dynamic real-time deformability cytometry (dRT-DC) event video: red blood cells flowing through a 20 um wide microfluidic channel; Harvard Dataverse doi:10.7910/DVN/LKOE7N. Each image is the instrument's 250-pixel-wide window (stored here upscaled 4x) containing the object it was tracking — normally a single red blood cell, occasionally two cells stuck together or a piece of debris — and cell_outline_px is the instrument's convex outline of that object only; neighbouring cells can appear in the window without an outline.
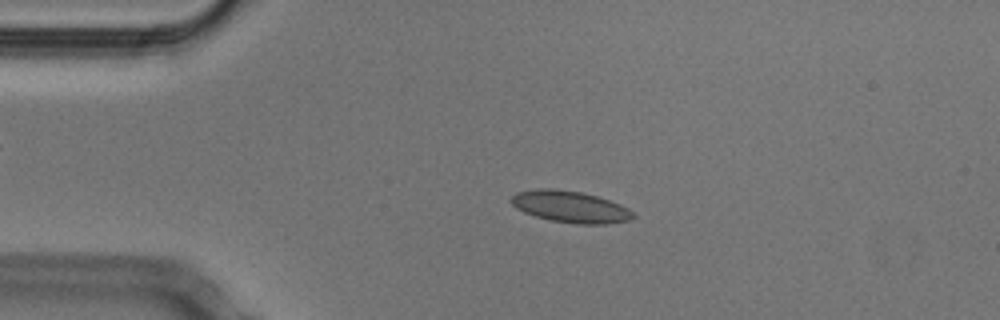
{"species": "Egyptian fruit bat (a non-hibernating species)", "species_latin": "Rousettus aegyptiacus", "temperature_condition": "cold", "stored_images_in_passage": 51, "camera_frame_rate_fps": 3000, "um_per_image_px": 0.085, "animal": {"sex": "male"}, "frame": {"image": 1, "passage_image": 10, "time_ms": 3.0, "image_size_px": [1000, 320], "cell_outline_px": [[636, 216], [628, 220], [608, 224], [576, 224], [552, 220], [536, 216], [524, 212], [516, 208], [512, 204], [512, 196], [516, 192], [540, 188], [552, 188], [580, 192], [596, 196], [620, 204], [628, 208]], "centroid_in_image_um": [48.48, 17.57], "position_along_channel_um": 36.5, "area_um2": 22.25}}
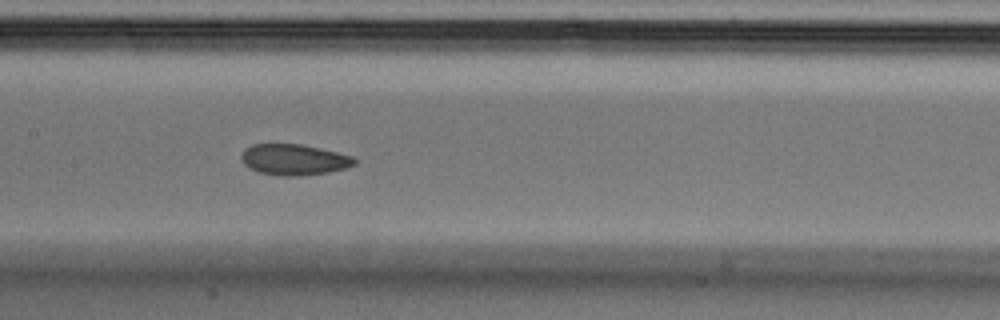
{"frame": {"image": 2, "passage_image": 24, "time_ms": 7.667, "image_size_px": [1000, 320], "cell_outline_px": [[356, 164], [348, 168], [328, 172], [300, 176], [276, 176], [256, 172], [248, 168], [244, 164], [240, 156], [244, 148], [252, 144], [300, 144], [320, 148], [352, 156], [356, 160]], "centroid_in_image_um": [24.95, 13.58], "position_along_channel_um": 182.4, "area_um2": 20.69}}
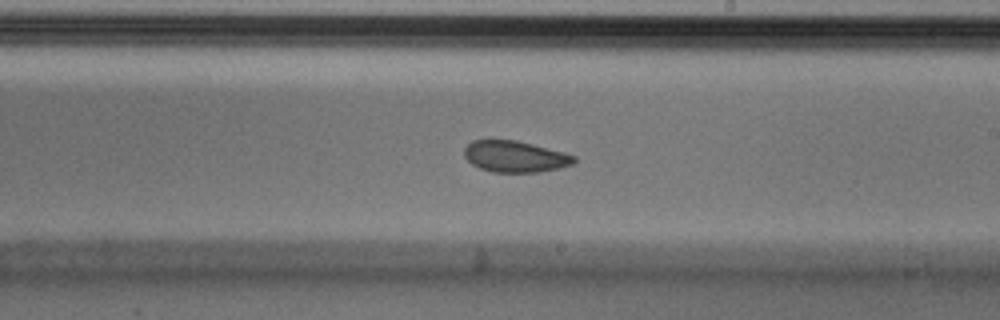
{"frame": {"image": 3, "passage_image": 29, "time_ms": 9.333, "image_size_px": [1000, 320], "cell_outline_px": [[576, 160], [572, 164], [560, 168], [540, 172], [492, 172], [480, 168], [472, 164], [464, 156], [464, 148], [472, 140], [516, 140], [564, 152], [576, 156]], "centroid_in_image_um": [43.78, 13.31], "position_along_channel_um": 245.2, "area_um2": 20.06}, "authors_computed_cell_mechanics": {"area_um2": 21.2704, "velocity_mm_per_s": 3.7844, "shape_relaxation_time_tau1_ms": 5.4598, "shape_relaxation_time_tau2_ms": 2.4527, "deformation_change_tau1": 0.1007, "deformation_change_tau2": 0.0447}}